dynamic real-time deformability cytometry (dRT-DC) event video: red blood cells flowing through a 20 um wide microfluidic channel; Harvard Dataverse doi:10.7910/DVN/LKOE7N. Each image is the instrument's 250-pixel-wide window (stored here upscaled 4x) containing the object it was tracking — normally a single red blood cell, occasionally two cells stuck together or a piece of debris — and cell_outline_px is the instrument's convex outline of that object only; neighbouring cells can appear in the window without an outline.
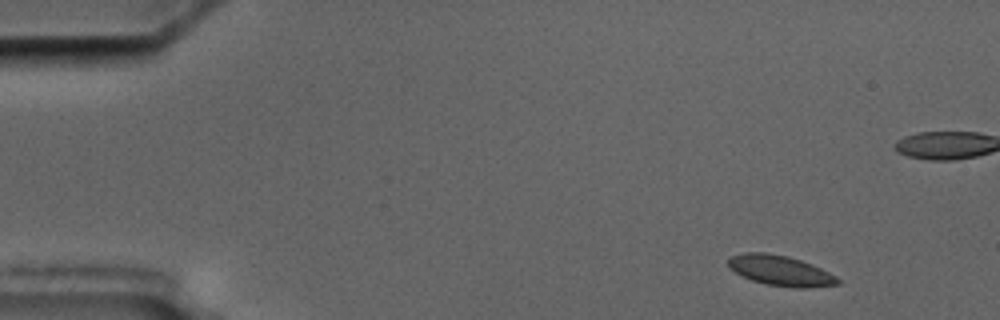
{"species": "common noctule bat (a hibernating species)", "species_latin": "Nyctalus noctula", "temperature_condition": "cold", "stored_images_in_passage": 5, "camera_frame_rate_fps": 3000, "um_per_image_px": 0.085, "animal": {"sex": "male", "body_mass_g": 17.5, "forearm_length_mm": 52.3}, "frame": {"image": 1, "passage_image": 1, "time_ms": 0.0, "image_size_px": [1000, 320], "cell_outline_px": [[840, 284], [812, 288], [796, 288], [768, 284], [752, 280], [728, 268], [728, 256], [744, 252], [764, 252], [788, 256], [812, 264], [836, 276], [840, 280]], "centroid_in_image_um": [66.34, 22.99], "position_along_channel_um": 18.7, "area_um2": 19.36}}